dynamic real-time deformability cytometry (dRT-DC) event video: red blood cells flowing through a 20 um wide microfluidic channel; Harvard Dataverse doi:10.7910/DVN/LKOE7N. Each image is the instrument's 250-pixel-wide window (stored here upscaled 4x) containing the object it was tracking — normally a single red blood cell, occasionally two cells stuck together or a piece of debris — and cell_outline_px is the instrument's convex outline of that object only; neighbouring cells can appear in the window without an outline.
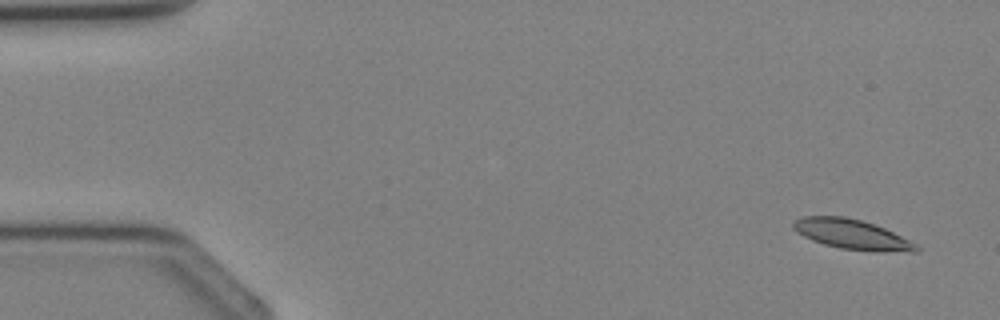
{"species": "Egyptian fruit bat (a non-hibernating species)", "species_latin": "Rousettus aegyptiacus", "temperature_condition": "cold", "stored_images_in_passage": 4, "camera_frame_rate_fps": 3000, "um_per_image_px": 0.085, "animal": {"sex": "female"}, "frame": {"image": 1, "passage_image": 1, "time_ms": 0.0, "image_size_px": [1000, 320], "cell_outline_px": [[920, 252], [880, 252], [840, 248], [824, 244], [812, 240], [796, 232], [792, 228], [792, 224], [796, 220], [804, 216], [844, 216], [860, 220], [884, 228], [916, 244], [920, 248]], "centroid_in_image_um": [72.42, 19.93], "position_along_channel_um": 12.6, "area_um2": 21.27}}